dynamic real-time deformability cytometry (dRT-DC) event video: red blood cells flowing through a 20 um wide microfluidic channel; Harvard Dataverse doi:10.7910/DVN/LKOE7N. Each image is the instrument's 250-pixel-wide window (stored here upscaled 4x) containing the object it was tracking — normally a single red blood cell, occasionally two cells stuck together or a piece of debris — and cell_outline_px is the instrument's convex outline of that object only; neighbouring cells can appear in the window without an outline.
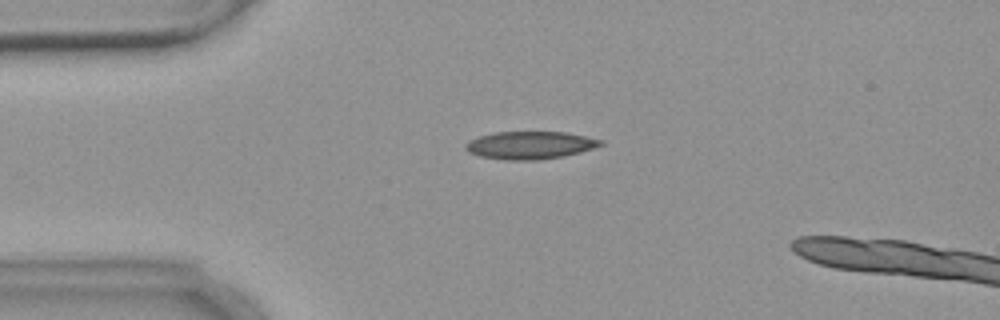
{"species": "common noctule bat (a hibernating species)", "species_latin": "Nyctalus noctula", "temperature_condition": "warm", "stored_images_in_passage": 9, "camera_frame_rate_fps": 3000, "um_per_image_px": 0.085, "animal": {"sex": "female", "body_mass_g": 18.4}, "frame": {"image": 1, "passage_image": 3, "time_ms": 3.0, "image_size_px": [1000, 320], "cell_outline_px": [[604, 144], [580, 152], [564, 156], [536, 160], [504, 160], [480, 156], [468, 152], [464, 148], [464, 144], [468, 140], [480, 136], [496, 132], [568, 132], [604, 140]], "centroid_in_image_um": [45.04, 12.34], "position_along_channel_um": 40.0, "area_um2": 21.91}}
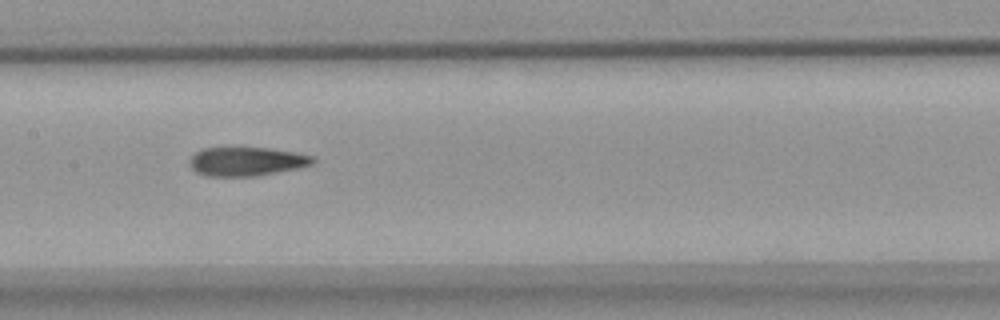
{"frame": {"image": 2, "passage_image": 7, "time_ms": 7.667, "image_size_px": [1000, 320], "cell_outline_px": [[316, 160], [312, 164], [300, 168], [256, 176], [208, 176], [196, 172], [192, 168], [188, 160], [196, 152], [204, 148], [268, 148], [292, 152], [312, 156]], "centroid_in_image_um": [20.95, 13.73], "position_along_channel_um": 186.4, "area_um2": 20.58}}
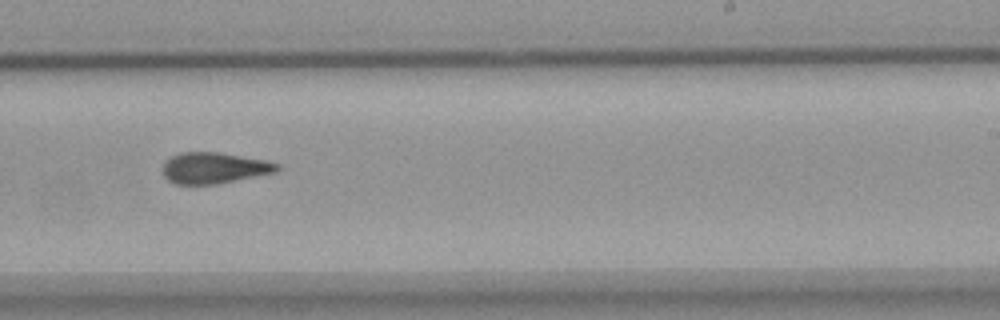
{"frame": {"image": 3, "passage_image": 9, "time_ms": 10.0, "image_size_px": [1000, 320], "cell_outline_px": [[280, 168], [276, 172], [216, 184], [176, 184], [168, 180], [164, 176], [164, 164], [172, 156], [180, 152], [216, 152], [264, 160], [280, 164]], "centroid_in_image_um": [18.21, 14.28], "position_along_channel_um": 270.8, "area_um2": 20.4}}